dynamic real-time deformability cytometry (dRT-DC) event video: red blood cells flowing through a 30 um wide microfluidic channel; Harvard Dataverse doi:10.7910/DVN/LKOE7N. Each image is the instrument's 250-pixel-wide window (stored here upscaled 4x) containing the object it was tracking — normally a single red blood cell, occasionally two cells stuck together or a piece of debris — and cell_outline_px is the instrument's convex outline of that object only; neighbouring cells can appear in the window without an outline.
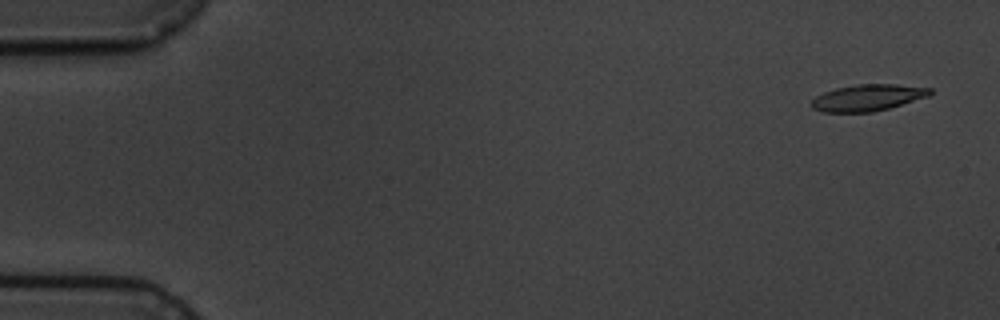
{"species": "common noctule bat (a hibernating species)", "species_latin": "Nyctalus noctula", "temperature_condition": "cold", "stored_images_in_passage": 5, "camera_frame_rate_fps": 3000, "um_per_image_px": 0.085, "animal": {"sex": "male", "body_mass_g": 19.5, "forearm_length_mm": 54.6}, "frame": {"image": 1, "passage_image": 1, "time_ms": 0.0, "image_size_px": [1000, 320], "cell_outline_px": [[932, 92], [928, 96], [888, 108], [872, 112], [824, 112], [812, 108], [812, 100], [816, 96], [824, 92], [836, 88], [856, 84], [896, 84], [932, 88]], "centroid_in_image_um": [73.75, 8.29], "position_along_channel_um": 11.3, "area_um2": 18.15}}
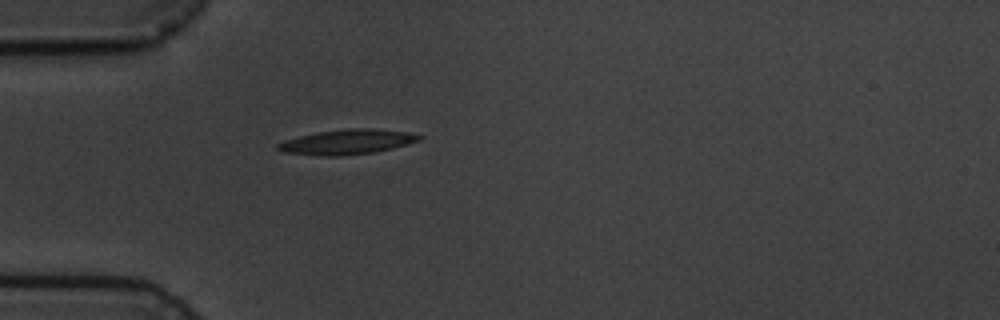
{"frame": {"image": 2, "passage_image": 5, "time_ms": 4.667, "image_size_px": [1000, 320], "cell_outline_px": [[424, 136], [420, 140], [408, 144], [376, 152], [340, 156], [324, 156], [284, 152], [276, 148], [276, 144], [284, 140], [316, 132], [348, 128], [372, 128], [408, 132]], "centroid_in_image_um": [29.52, 12.06], "position_along_channel_um": 55.5, "area_um2": 20.58}}